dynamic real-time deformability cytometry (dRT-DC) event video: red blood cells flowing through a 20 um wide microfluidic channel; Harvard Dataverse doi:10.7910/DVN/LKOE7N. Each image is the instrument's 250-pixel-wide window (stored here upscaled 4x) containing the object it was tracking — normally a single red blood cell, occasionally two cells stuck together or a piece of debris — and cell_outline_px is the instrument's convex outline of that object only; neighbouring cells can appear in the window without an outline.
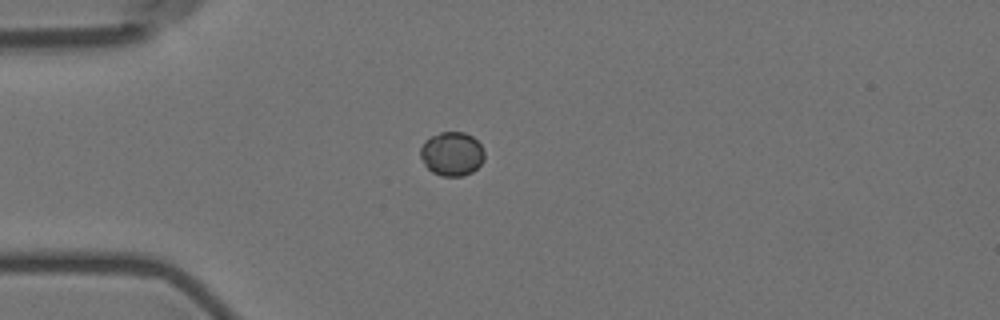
{"species": "Egyptian fruit bat (a non-hibernating species)", "species_latin": "Rousettus aegyptiacus", "temperature_condition": "room temperature", "stored_images_in_passage": 8, "camera_frame_rate_fps": 3000, "um_per_image_px": 0.085, "animal": {"sex": "female"}, "frame": {"image": 1, "passage_image": 4, "time_ms": 3.333, "image_size_px": [1000, 320], "cell_outline_px": [[484, 160], [472, 172], [464, 176], [440, 176], [432, 172], [424, 164], [420, 156], [420, 148], [424, 140], [440, 132], [464, 132], [472, 136], [480, 144], [484, 152]], "centroid_in_image_um": [38.4, 13.08], "position_along_channel_um": 46.6, "area_um2": 16.47}}
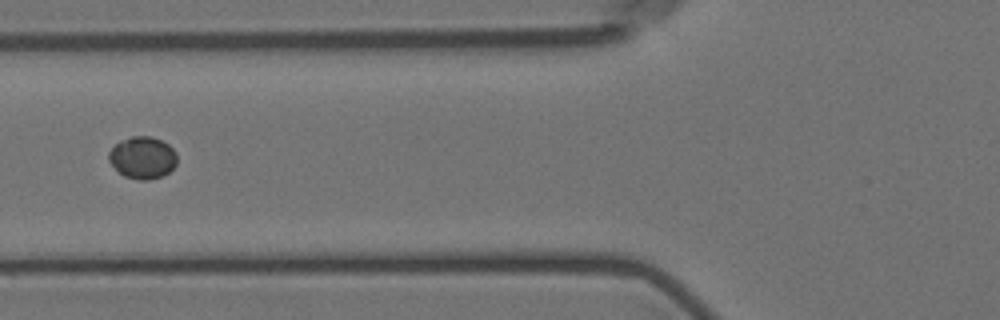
{"frame": {"image": 2, "passage_image": 6, "time_ms": 5.667, "image_size_px": [1000, 320], "cell_outline_px": [[176, 164], [164, 176], [148, 180], [140, 180], [124, 176], [108, 160], [108, 152], [120, 140], [132, 136], [152, 136], [168, 144], [176, 152]], "centroid_in_image_um": [12.12, 13.39], "position_along_channel_um": 113.7, "area_um2": 16.7}}
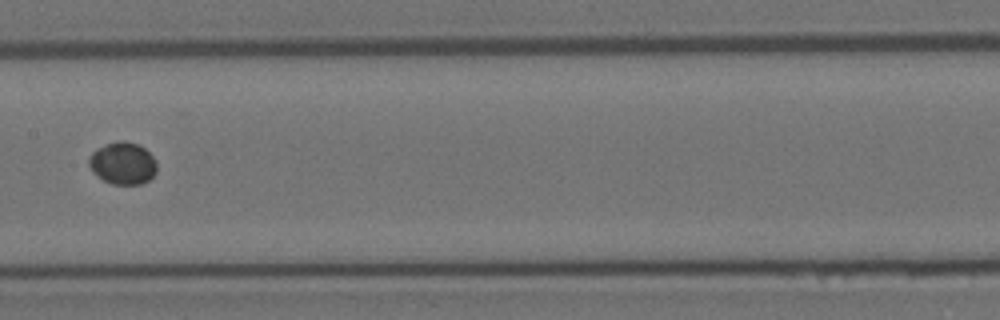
{"frame": {"image": 3, "passage_image": 8, "time_ms": 8.0, "image_size_px": [1000, 320], "cell_outline_px": [[156, 172], [148, 180], [140, 184], [112, 184], [104, 180], [88, 164], [88, 160], [92, 152], [96, 148], [120, 140], [124, 140], [140, 144], [156, 160]], "centroid_in_image_um": [10.46, 13.86], "position_along_channel_um": 196.9, "area_um2": 16.47}}